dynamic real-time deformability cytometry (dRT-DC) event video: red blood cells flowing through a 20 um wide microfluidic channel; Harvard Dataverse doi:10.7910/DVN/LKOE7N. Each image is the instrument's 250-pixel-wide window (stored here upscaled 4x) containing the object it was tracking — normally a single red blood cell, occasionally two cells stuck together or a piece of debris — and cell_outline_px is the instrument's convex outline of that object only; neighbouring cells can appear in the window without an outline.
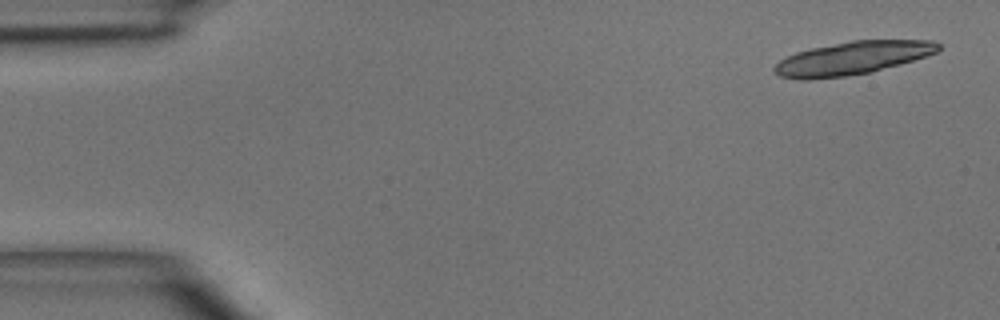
{"species": "common noctule bat (a hibernating species)", "species_latin": "Nyctalus noctula", "temperature_condition": "room temperature", "stored_images_in_passage": 4, "camera_frame_rate_fps": 3000, "um_per_image_px": 0.085, "animal": {"sex": "male", "body_mass_g": 15.6}, "frame": {"image": 1, "passage_image": 1, "time_ms": 0.0, "image_size_px": [1000, 320], "cell_outline_px": [[940, 48], [936, 52], [900, 64], [872, 72], [844, 76], [808, 80], [800, 80], [780, 76], [772, 68], [780, 60], [796, 52], [812, 48], [852, 40], [932, 40], [940, 44]], "centroid_in_image_um": [72.43, 4.94], "position_along_channel_um": 12.6, "area_um2": 31.39}}